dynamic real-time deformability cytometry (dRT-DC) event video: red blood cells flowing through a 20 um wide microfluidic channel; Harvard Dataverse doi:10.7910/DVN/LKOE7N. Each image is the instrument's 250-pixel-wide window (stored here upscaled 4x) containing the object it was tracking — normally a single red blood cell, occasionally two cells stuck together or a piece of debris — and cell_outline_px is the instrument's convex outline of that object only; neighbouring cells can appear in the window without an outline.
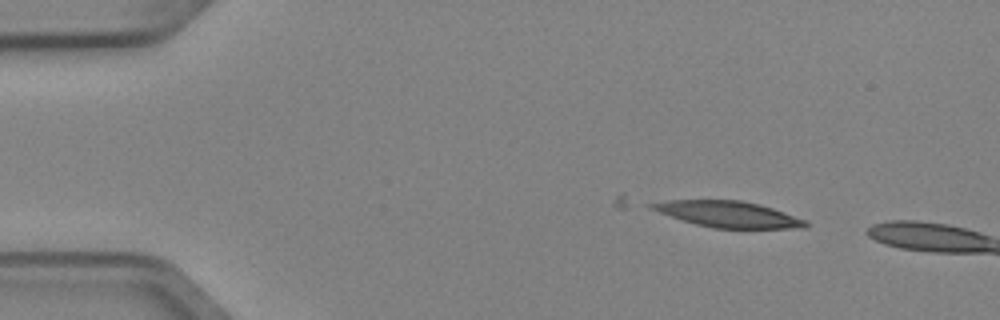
{"species": "Egyptian fruit bat (a non-hibernating species)", "species_latin": "Rousettus aegyptiacus", "temperature_condition": "cold", "stored_images_in_passage": 4, "camera_frame_rate_fps": 3000, "um_per_image_px": 0.085, "animal": {"sex": "female"}, "frame": {"image": 1, "passage_image": 1, "time_ms": 0.0, "image_size_px": [1000, 320], "cell_outline_px": [[808, 224], [804, 228], [712, 228], [696, 224], [648, 208], [644, 204], [664, 200], [740, 200], [760, 204], [808, 220]], "centroid_in_image_um": [61.89, 18.2], "position_along_channel_um": 23.1, "area_um2": 23.35}}